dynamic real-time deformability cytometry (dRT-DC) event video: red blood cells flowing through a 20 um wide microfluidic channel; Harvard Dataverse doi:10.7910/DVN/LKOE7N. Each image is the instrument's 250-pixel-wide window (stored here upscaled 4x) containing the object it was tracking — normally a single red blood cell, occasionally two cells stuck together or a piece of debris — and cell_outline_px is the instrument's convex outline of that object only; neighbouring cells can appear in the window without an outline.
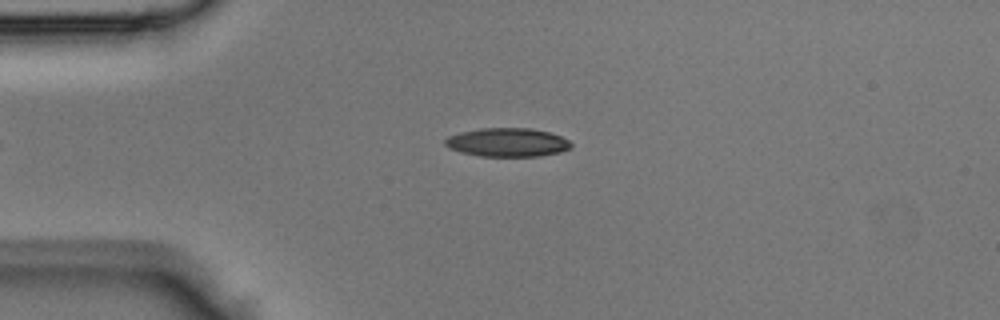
{"species": "Egyptian fruit bat (a non-hibernating species)", "species_latin": "Rousettus aegyptiacus", "temperature_condition": "room temperature", "stored_images_in_passage": 40, "camera_frame_rate_fps": 3000, "um_per_image_px": 0.085, "animal": {"sex": "male"}, "frame": {"image": 1, "passage_image": 10, "time_ms": 3.0, "image_size_px": [1000, 320], "cell_outline_px": [[572, 148], [560, 152], [540, 156], [480, 156], [460, 152], [448, 148], [444, 144], [444, 140], [448, 136], [460, 132], [480, 128], [532, 128], [548, 132], [560, 136], [568, 140], [572, 144]], "centroid_in_image_um": [43.11, 12.1], "position_along_channel_um": 41.9, "area_um2": 21.15}}
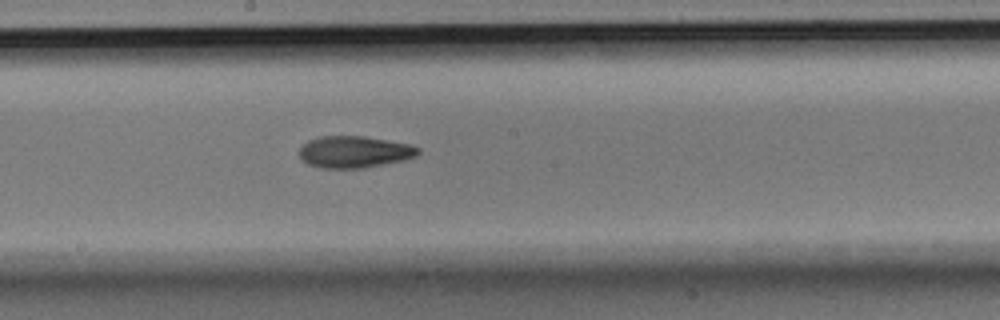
{"frame": {"image": 2, "passage_image": 23, "time_ms": 7.333, "image_size_px": [1000, 320], "cell_outline_px": [[420, 152], [416, 156], [404, 160], [364, 168], [320, 168], [308, 164], [300, 160], [300, 148], [308, 140], [320, 136], [364, 136], [388, 140], [408, 144], [420, 148]], "centroid_in_image_um": [30.11, 12.91], "position_along_channel_um": 218.1, "area_um2": 22.08}}
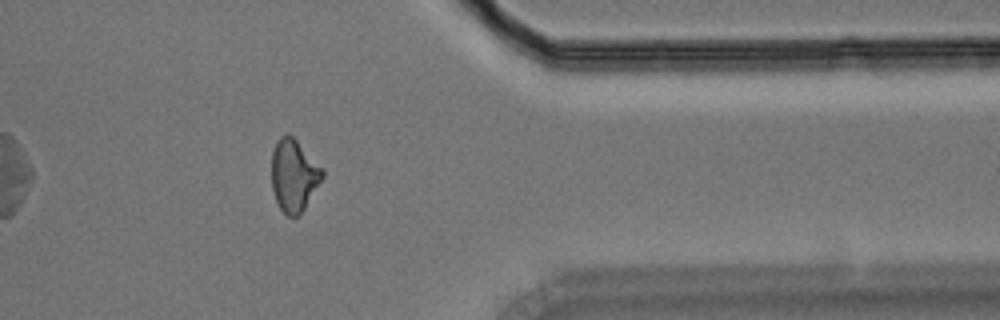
{"frame": {"image": 3, "passage_image": 35, "time_ms": 11.333, "image_size_px": [1000, 320], "cell_outline_px": [[324, 176], [300, 216], [288, 216], [280, 208], [276, 200], [272, 188], [272, 152], [276, 140], [280, 136], [288, 132], [324, 168]], "centroid_in_image_um": [24.99, 14.89], "position_along_channel_um": 386.4, "area_um2": 21.5}}